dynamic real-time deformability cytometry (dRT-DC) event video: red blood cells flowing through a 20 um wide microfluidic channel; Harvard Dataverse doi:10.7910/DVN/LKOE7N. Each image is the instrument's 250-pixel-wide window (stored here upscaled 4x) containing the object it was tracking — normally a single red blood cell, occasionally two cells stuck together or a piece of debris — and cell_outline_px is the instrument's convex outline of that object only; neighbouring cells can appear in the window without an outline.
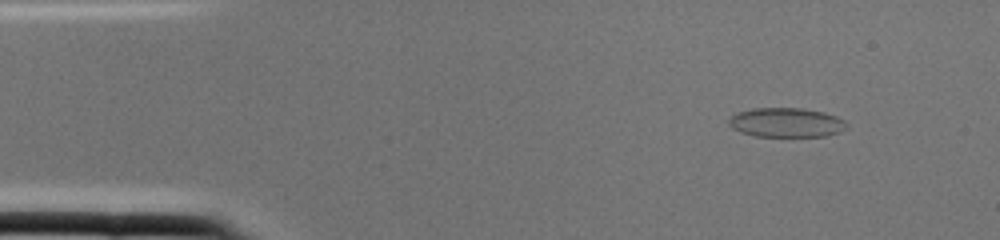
{"species": "common noctule bat (a hibernating species)", "species_latin": "Nyctalus noctula", "temperature_condition": "cold", "stored_images_in_passage": 1, "camera_frame_rate_fps": 3000, "um_per_image_px": 0.085, "animal": {"sex": "female", "body_mass_g": 22.0, "forearm_length_mm": 56.7}, "frame": {"image": 1, "passage_image": 1, "time_ms": 0.0, "image_size_px": [1000, 240], "cell_outline_px": [[848, 128], [840, 132], [828, 136], [756, 136], [740, 132], [732, 128], [728, 124], [728, 120], [736, 112], [752, 108], [800, 108], [824, 112], [836, 116], [844, 120], [848, 124]], "centroid_in_image_um": [66.85, 10.41], "position_along_channel_um": 18.2, "area_um2": 20.35}}